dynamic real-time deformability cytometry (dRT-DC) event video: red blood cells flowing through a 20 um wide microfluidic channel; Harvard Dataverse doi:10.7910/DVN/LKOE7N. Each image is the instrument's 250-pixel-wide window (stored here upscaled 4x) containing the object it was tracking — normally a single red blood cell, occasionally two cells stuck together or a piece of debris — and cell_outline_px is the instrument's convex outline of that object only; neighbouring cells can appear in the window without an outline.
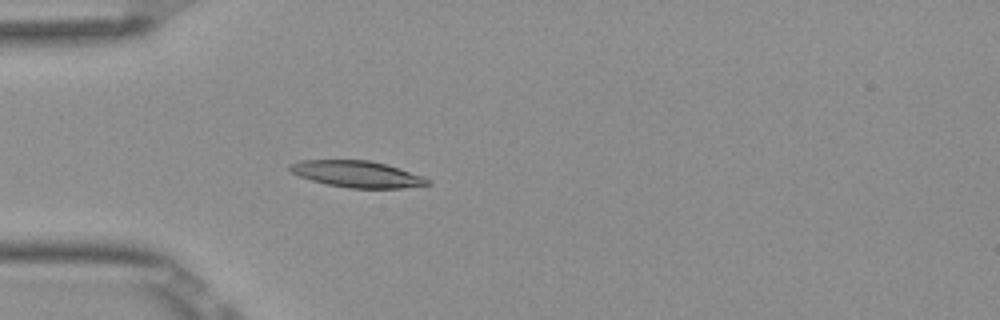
{"species": "Egyptian fruit bat (a non-hibernating species)", "species_latin": "Rousettus aegyptiacus", "temperature_condition": "room temperature", "stored_images_in_passage": 43, "camera_frame_rate_fps": 3000, "um_per_image_px": 0.085, "frame": {"image": 1, "passage_image": 15, "time_ms": 4.667, "image_size_px": [1000, 320], "cell_outline_px": [[432, 184], [404, 188], [348, 188], [328, 184], [312, 180], [300, 176], [292, 172], [288, 168], [288, 164], [300, 160], [368, 160], [384, 164], [432, 180]], "centroid_in_image_um": [30.32, 14.8], "position_along_channel_um": 54.7, "area_um2": 20.98}}
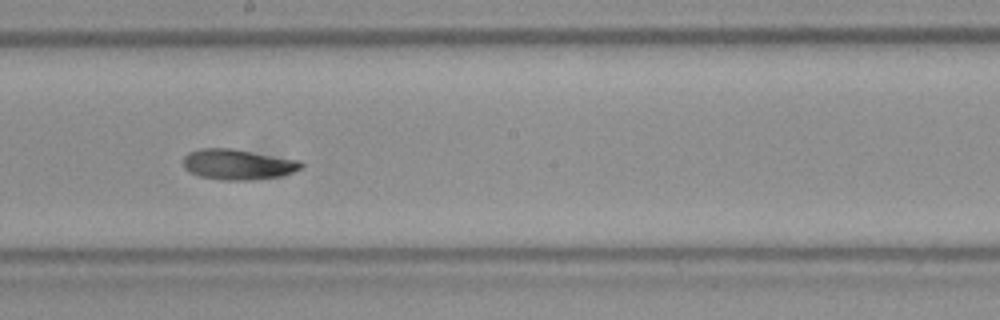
{"frame": {"image": 2, "passage_image": 29, "time_ms": 9.333, "image_size_px": [1000, 320], "cell_outline_px": [[304, 168], [280, 176], [248, 180], [224, 180], [200, 176], [188, 172], [184, 168], [184, 156], [188, 152], [200, 148], [232, 148], [300, 160], [304, 164]], "centroid_in_image_um": [20.22, 13.96], "position_along_channel_um": 228.0, "area_um2": 21.04}}
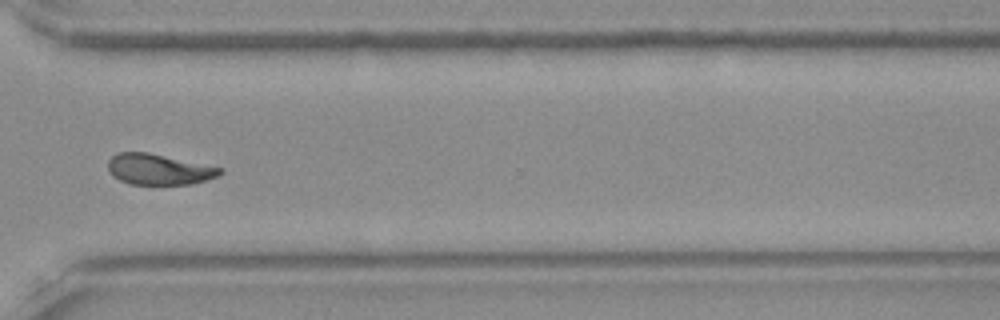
{"frame": {"image": 3, "passage_image": 39, "time_ms": 12.667, "image_size_px": [1000, 320], "cell_outline_px": [[224, 172], [208, 180], [192, 184], [128, 184], [112, 176], [108, 168], [108, 160], [116, 152], [148, 152], [224, 168]], "centroid_in_image_um": [13.5, 14.39], "position_along_channel_um": 357.1, "area_um2": 20.23}, "authors_computed_cell_mechanics": {"area_um2": 20.808, "velocity_mm_per_s": 3.8682, "shape_relaxation_time_tau1_ms": 4.5322, "shape_relaxation_time_tau2_ms": 4.5663, "deformation_change_tau1": 0.1697, "deformation_change_tau2": 0.1223}}